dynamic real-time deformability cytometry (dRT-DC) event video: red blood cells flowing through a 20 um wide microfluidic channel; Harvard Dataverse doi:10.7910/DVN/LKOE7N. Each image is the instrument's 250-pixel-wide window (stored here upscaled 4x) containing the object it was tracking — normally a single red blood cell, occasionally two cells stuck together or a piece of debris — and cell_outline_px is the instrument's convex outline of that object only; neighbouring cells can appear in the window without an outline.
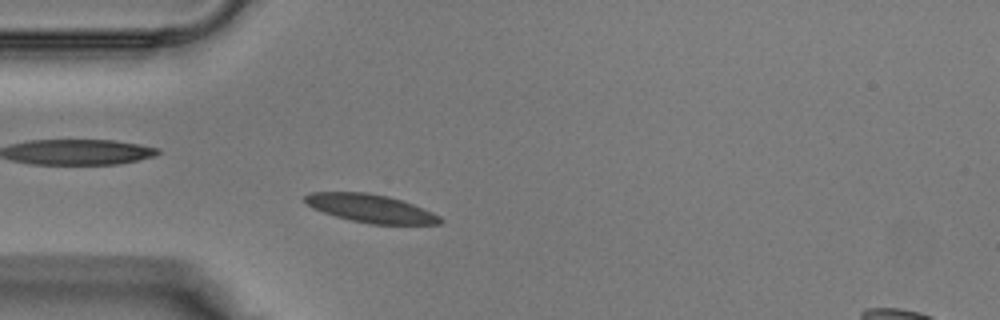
{"species": "Egyptian fruit bat (a non-hibernating species)", "species_latin": "Rousettus aegyptiacus", "temperature_condition": "warm", "stored_images_in_passage": 34, "camera_frame_rate_fps": 3000, "um_per_image_px": 0.085, "animal": {"sex": "male"}, "frame": {"image": 1, "passage_image": 6, "time_ms": 1.667, "image_size_px": [1000, 320], "cell_outline_px": [[444, 220], [440, 224], [368, 224], [336, 216], [312, 208], [304, 200], [304, 196], [312, 192], [364, 192], [388, 196], [412, 204], [432, 212], [440, 216]], "centroid_in_image_um": [31.51, 17.72], "position_along_channel_um": 53.5, "area_um2": 21.96}}
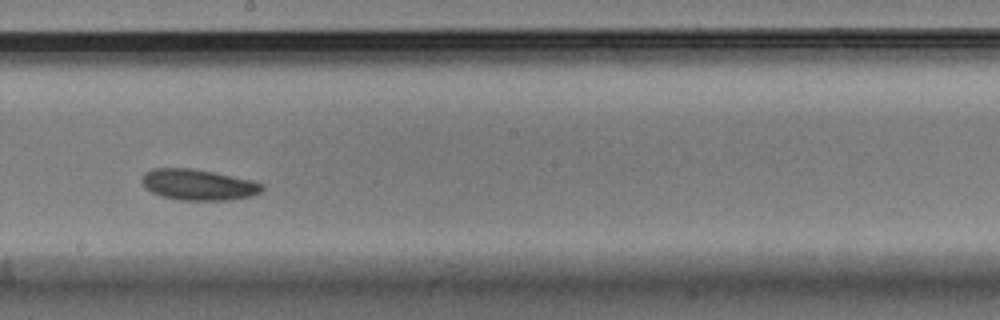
{"frame": {"image": 2, "passage_image": 17, "time_ms": 5.333, "image_size_px": [1000, 320], "cell_outline_px": [[264, 188], [260, 192], [252, 196], [228, 200], [180, 200], [160, 196], [144, 188], [140, 180], [144, 172], [152, 168], [192, 168], [252, 180], [264, 184]], "centroid_in_image_um": [16.81, 15.7], "position_along_channel_um": 231.4, "area_um2": 21.85}}
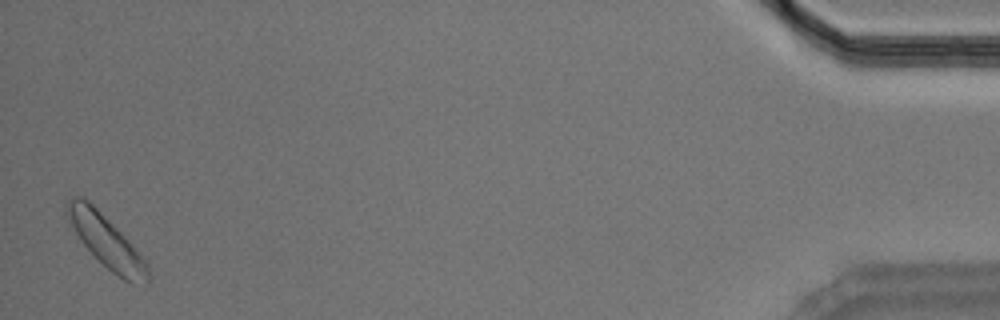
{"frame": {"image": 3, "passage_image": 34, "time_ms": 11.0, "image_size_px": [1000, 320], "cell_outline_px": [[148, 284], [144, 288], [132, 284], [124, 280], [112, 272], [84, 244], [76, 232], [72, 224], [68, 208], [68, 200], [72, 196], [80, 196], [88, 200], [124, 236], [148, 264]], "centroid_in_image_um": [9.13, 20.6], "position_along_channel_um": 426.1, "area_um2": 23.52}}